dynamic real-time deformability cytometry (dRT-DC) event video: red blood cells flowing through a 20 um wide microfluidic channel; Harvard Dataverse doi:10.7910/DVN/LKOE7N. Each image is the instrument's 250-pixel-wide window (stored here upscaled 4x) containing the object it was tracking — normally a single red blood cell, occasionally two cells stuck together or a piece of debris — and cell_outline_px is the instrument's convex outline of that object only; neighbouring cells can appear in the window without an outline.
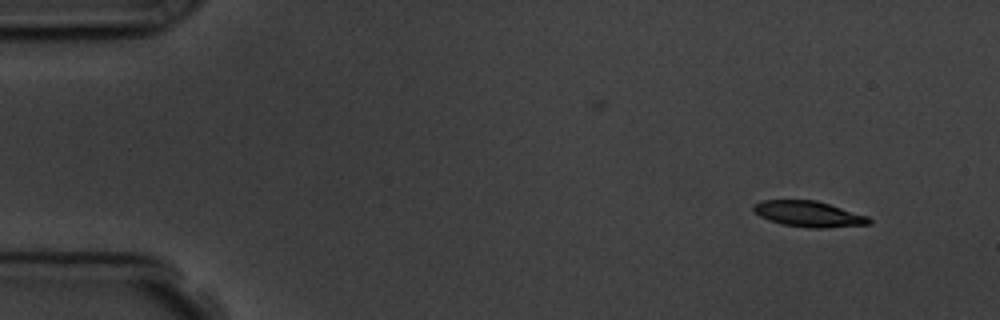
{"species": "common noctule bat (a hibernating species)", "species_latin": "Nyctalus noctula", "temperature_condition": "room temperature", "stored_images_in_passage": 5, "camera_frame_rate_fps": 3000, "um_per_image_px": 0.085, "animal": {"sex": "male", "body_mass_g": 19.5, "forearm_length_mm": 54.6}, "frame": {"image": 1, "passage_image": 1, "time_ms": 0.0, "image_size_px": [1000, 320], "cell_outline_px": [[872, 224], [824, 228], [808, 228], [784, 224], [760, 216], [752, 208], [752, 204], [764, 200], [816, 200], [868, 216], [872, 220]], "centroid_in_image_um": [68.77, 18.18], "position_along_channel_um": 16.2, "area_um2": 17.22}}
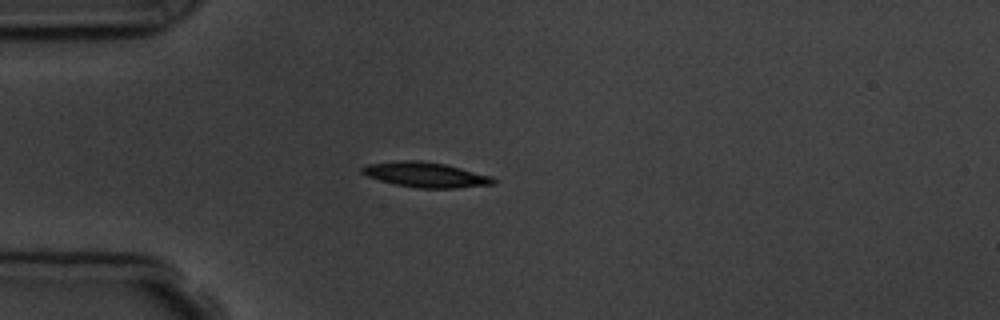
{"frame": {"image": 2, "passage_image": 4, "time_ms": 3.333, "image_size_px": [1000, 320], "cell_outline_px": [[496, 184], [456, 188], [416, 188], [392, 184], [368, 176], [360, 172], [360, 168], [368, 164], [400, 160], [420, 160], [444, 164], [492, 176], [496, 180]], "centroid_in_image_um": [36.17, 14.86], "position_along_channel_um": 48.8, "area_um2": 19.25}}